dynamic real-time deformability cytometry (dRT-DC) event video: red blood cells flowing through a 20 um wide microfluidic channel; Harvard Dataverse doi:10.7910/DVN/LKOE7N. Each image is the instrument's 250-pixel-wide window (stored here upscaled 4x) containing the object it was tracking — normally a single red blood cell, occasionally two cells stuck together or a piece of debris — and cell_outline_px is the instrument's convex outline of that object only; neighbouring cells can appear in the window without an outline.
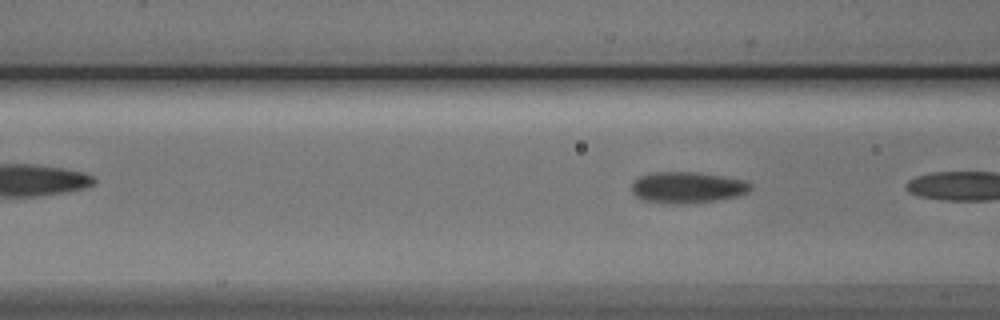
{"species": "Egyptian fruit bat (a non-hibernating species)", "species_latin": "Rousettus aegyptiacus", "temperature_condition": "cold", "stored_images_in_passage": 5, "camera_frame_rate_fps": 3000, "um_per_image_px": 0.085, "animal": {"sex": "male"}, "frame": {"image": 1, "passage_image": 5, "time_ms": 5.333, "image_size_px": [1000, 320], "cell_outline_px": [[752, 188], [748, 192], [736, 196], [720, 200], [684, 204], [640, 200], [632, 192], [632, 180], [640, 176], [652, 172], [700, 172], [744, 180], [752, 184]], "centroid_in_image_um": [58.42, 15.92], "position_along_channel_um": 108.2, "area_um2": 21.79}}